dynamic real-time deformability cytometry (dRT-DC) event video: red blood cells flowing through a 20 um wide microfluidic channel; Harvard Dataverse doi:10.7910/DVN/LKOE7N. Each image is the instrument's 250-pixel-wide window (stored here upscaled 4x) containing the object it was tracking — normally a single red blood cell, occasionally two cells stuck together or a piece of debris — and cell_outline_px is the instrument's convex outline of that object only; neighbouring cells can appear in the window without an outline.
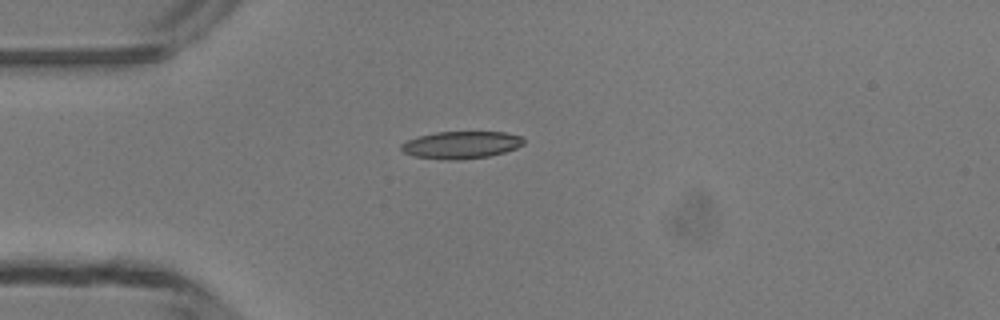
{"species": "common noctule bat (a hibernating species)", "species_latin": "Nyctalus noctula", "temperature_condition": "room temperature", "stored_images_in_passage": 1, "camera_frame_rate_fps": 3000, "um_per_image_px": 0.085, "animal": {"sex": "male", "body_mass_g": 13.3}, "frame": {"image": 1, "passage_image": 1, "time_ms": 0.0, "image_size_px": [1000, 320], "cell_outline_px": [[524, 144], [516, 148], [504, 152], [488, 156], [460, 160], [448, 160], [416, 156], [404, 152], [400, 148], [400, 144], [416, 136], [436, 132], [508, 132], [520, 136], [524, 140]], "centroid_in_image_um": [39.2, 12.31], "position_along_channel_um": 45.8, "area_um2": 19.48}}